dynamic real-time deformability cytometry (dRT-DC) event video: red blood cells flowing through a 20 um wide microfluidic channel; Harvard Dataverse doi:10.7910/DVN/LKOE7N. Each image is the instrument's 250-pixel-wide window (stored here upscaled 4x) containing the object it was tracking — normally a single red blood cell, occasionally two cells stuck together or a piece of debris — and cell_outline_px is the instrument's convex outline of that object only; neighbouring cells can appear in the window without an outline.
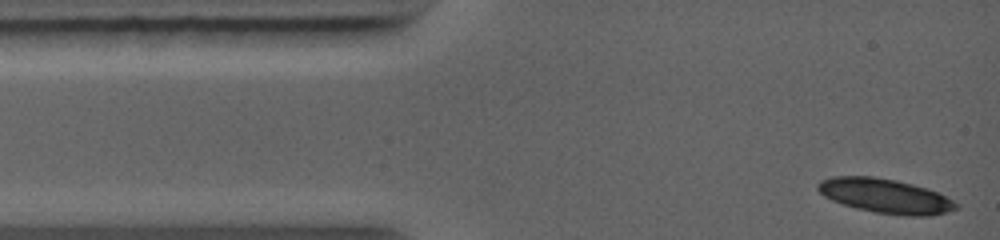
{"species": "common noctule bat (a hibernating species)", "species_latin": "Nyctalus noctula", "temperature_condition": "warm", "stored_images_in_passage": 2, "camera_frame_rate_fps": 5000, "um_per_image_px": 0.085, "animal": {"sex": "female", "body_mass_g": 19.0, "forearm_length_mm": 56.7}, "frame": {"image": 1, "passage_image": 1, "time_ms": 0.0, "image_size_px": [1000, 240], "cell_outline_px": [[960, 208], [948, 212], [932, 216], [904, 216], [876, 212], [856, 208], [832, 200], [824, 196], [816, 188], [816, 184], [820, 180], [832, 176], [872, 176], [896, 180], [928, 188], [960, 204]], "centroid_in_image_um": [75.27, 16.66], "position_along_channel_um": 9.7, "area_um2": 27.92}}